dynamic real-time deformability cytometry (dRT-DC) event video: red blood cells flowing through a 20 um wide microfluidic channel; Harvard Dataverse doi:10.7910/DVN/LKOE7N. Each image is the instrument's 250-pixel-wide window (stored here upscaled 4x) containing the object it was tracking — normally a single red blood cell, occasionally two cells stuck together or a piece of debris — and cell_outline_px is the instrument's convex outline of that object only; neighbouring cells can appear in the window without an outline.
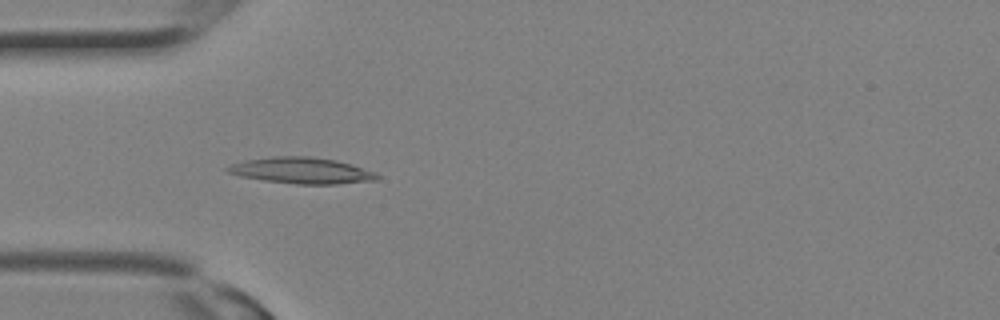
{"species": "Egyptian fruit bat (a non-hibernating species)", "species_latin": "Rousettus aegyptiacus", "temperature_condition": "room temperature", "stored_images_in_passage": 4, "camera_frame_rate_fps": 3000, "um_per_image_px": 0.085, "animal": {"sex": "female"}, "frame": {"image": 1, "passage_image": 4, "time_ms": 1.0, "image_size_px": [1000, 320], "cell_outline_px": [[380, 176], [376, 180], [336, 184], [296, 184], [264, 180], [240, 176], [228, 172], [224, 168], [232, 164], [248, 160], [272, 156], [308, 156], [336, 160], [376, 172]], "centroid_in_image_um": [25.64, 14.5], "position_along_channel_um": 59.4, "area_um2": 22.6}}